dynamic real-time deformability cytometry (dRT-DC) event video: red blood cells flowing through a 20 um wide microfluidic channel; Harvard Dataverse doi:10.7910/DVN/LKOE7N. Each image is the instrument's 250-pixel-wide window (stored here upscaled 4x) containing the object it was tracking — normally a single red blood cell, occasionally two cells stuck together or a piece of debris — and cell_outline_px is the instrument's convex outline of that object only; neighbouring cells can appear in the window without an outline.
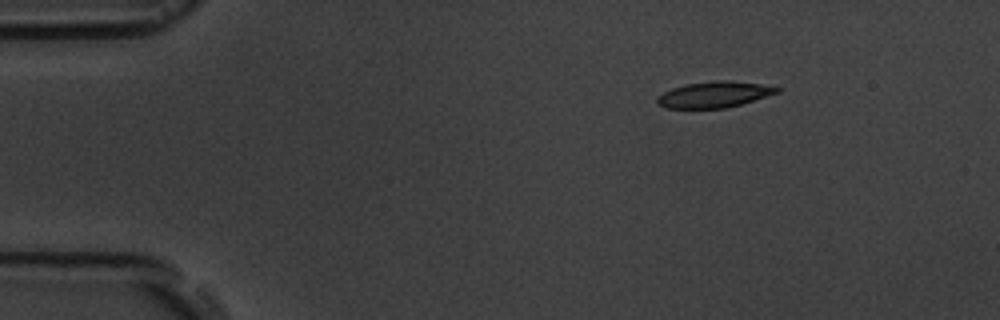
{"species": "common noctule bat (a hibernating species)", "species_latin": "Nyctalus noctula", "temperature_condition": "room temperature", "stored_images_in_passage": 5, "camera_frame_rate_fps": 3000, "um_per_image_px": 0.085, "animal": {"sex": "male", "body_mass_g": 19.5, "forearm_length_mm": 54.6}, "frame": {"image": 1, "passage_image": 1, "time_ms": 0.0, "image_size_px": [1000, 320], "cell_outline_px": [[780, 92], [740, 104], [724, 108], [664, 108], [656, 104], [656, 96], [672, 88], [684, 84], [716, 80], [728, 80], [760, 84], [780, 88]], "centroid_in_image_um": [60.64, 8.03], "position_along_channel_um": 24.4, "area_um2": 18.15}}
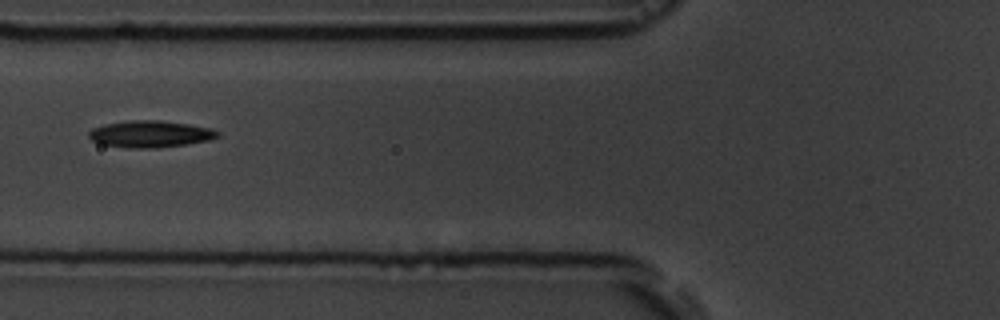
{"frame": {"image": 2, "passage_image": 4, "time_ms": 4.333, "image_size_px": [1000, 320], "cell_outline_px": [[220, 136], [208, 140], [188, 144], [156, 148], [128, 148], [104, 144], [92, 140], [88, 136], [88, 132], [92, 128], [104, 124], [128, 120], [160, 120], [188, 124], [212, 128], [220, 132]], "centroid_in_image_um": [12.79, 11.38], "position_along_channel_um": 113.0, "area_um2": 20.17}}
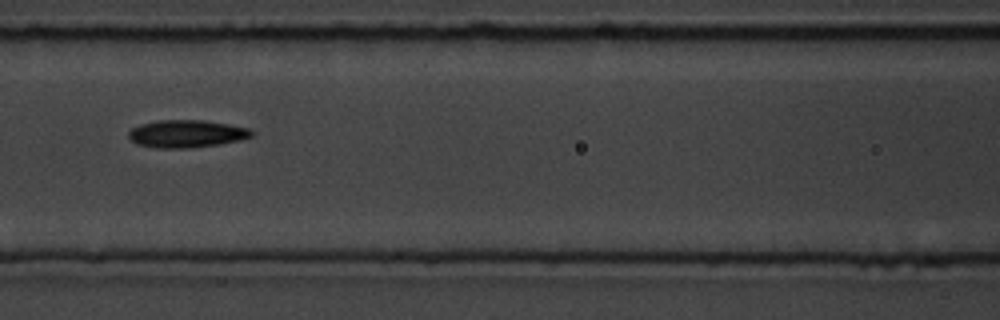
{"frame": {"image": 3, "passage_image": 5, "time_ms": 5.333, "image_size_px": [1000, 320], "cell_outline_px": [[256, 132], [252, 136], [240, 140], [220, 144], [188, 148], [156, 148], [136, 144], [128, 136], [128, 132], [132, 128], [140, 124], [156, 120], [204, 120], [228, 124], [248, 128]], "centroid_in_image_um": [15.85, 11.37], "position_along_channel_um": 150.7, "area_um2": 19.88}}